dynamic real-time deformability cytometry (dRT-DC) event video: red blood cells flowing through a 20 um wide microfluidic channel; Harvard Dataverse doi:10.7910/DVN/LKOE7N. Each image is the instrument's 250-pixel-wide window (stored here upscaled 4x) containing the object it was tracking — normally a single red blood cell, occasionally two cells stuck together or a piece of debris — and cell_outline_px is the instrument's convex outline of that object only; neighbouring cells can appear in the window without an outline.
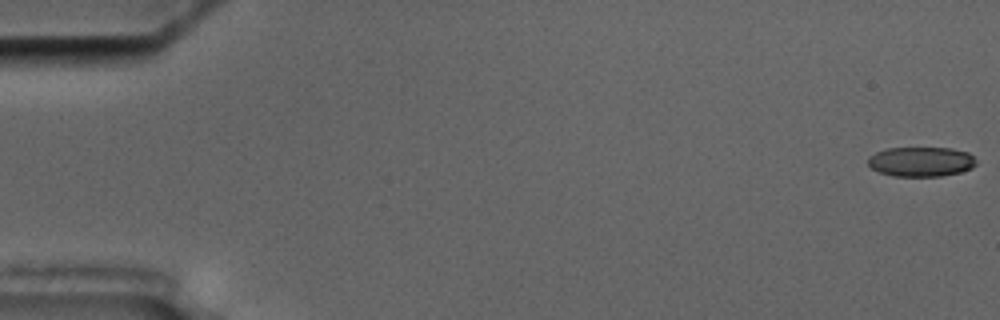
{"species": "common noctule bat (a hibernating species)", "species_latin": "Nyctalus noctula", "temperature_condition": "cold", "stored_images_in_passage": 6, "camera_frame_rate_fps": 3000, "um_per_image_px": 0.085, "animal": {"sex": "male", "body_mass_g": 17.5, "forearm_length_mm": 52.3}, "frame": {"image": 1, "passage_image": 1, "time_ms": 0.0, "image_size_px": [1000, 320], "cell_outline_px": [[976, 164], [972, 168], [960, 172], [940, 176], [892, 176], [880, 172], [872, 168], [868, 164], [868, 156], [876, 152], [888, 148], [952, 148], [968, 152], [976, 160]], "centroid_in_image_um": [78.29, 13.74], "position_along_channel_um": 6.7, "area_um2": 18.73}}
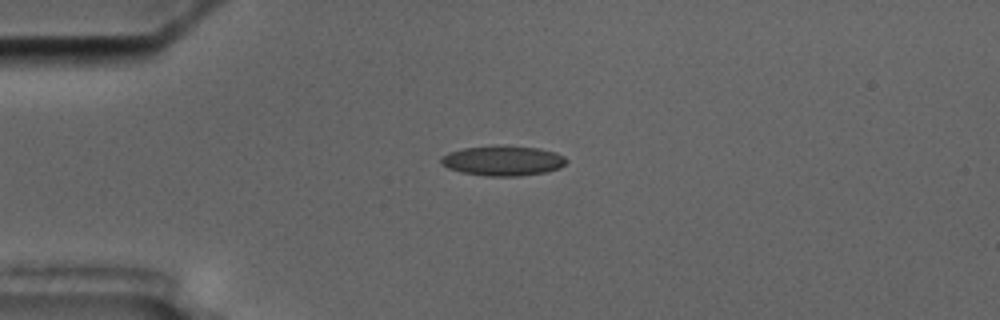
{"frame": {"image": 2, "passage_image": 5, "time_ms": 4.667, "image_size_px": [1000, 320], "cell_outline_px": [[568, 160], [560, 168], [548, 172], [520, 176], [488, 176], [460, 172], [448, 168], [440, 164], [440, 156], [448, 152], [464, 148], [496, 144], [504, 144], [540, 148], [556, 152], [564, 156]], "centroid_in_image_um": [42.74, 13.64], "position_along_channel_um": 42.3, "area_um2": 22.54}}